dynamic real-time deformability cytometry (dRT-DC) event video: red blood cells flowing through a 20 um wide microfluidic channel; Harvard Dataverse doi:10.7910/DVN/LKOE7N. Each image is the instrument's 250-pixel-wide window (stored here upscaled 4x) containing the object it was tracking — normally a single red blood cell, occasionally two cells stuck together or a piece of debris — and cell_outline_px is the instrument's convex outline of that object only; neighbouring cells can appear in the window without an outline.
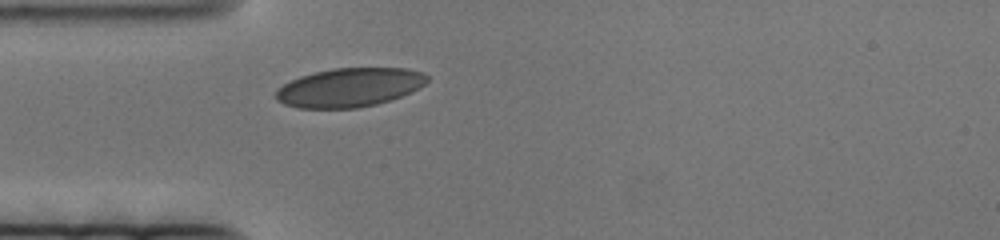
{"species": "human", "species_latin": "Homo sapiens", "temperature_condition": "cold", "stored_images_in_passage": 43, "camera_frame_rate_fps": 3000, "um_per_image_px": 0.085, "donor": {"sex": "female"}, "frame": {"image": 1, "passage_image": 1, "time_ms": 0.0, "image_size_px": [1000, 240], "cell_outline_px": [[428, 80], [424, 84], [400, 96], [376, 104], [356, 108], [296, 108], [284, 104], [276, 100], [276, 88], [300, 76], [332, 68], [408, 68], [424, 72], [428, 76]], "centroid_in_image_um": [29.67, 7.43], "position_along_channel_um": 55.3, "area_um2": 34.1}}
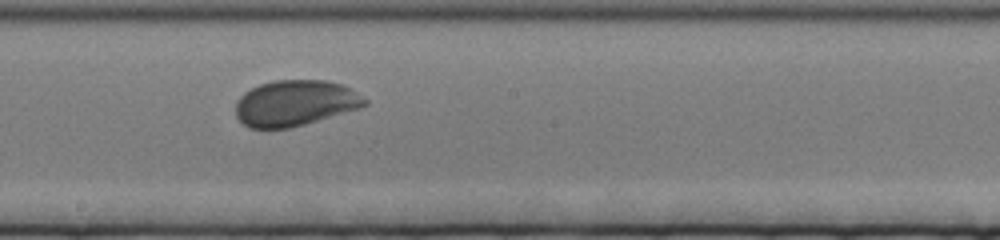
{"frame": {"image": 2, "passage_image": 22, "time_ms": 7.0, "image_size_px": [1000, 240], "cell_outline_px": [[368, 104], [360, 108], [304, 124], [288, 128], [248, 128], [236, 116], [236, 100], [244, 92], [260, 84], [276, 80], [328, 80], [340, 84], [348, 88], [368, 100]], "centroid_in_image_um": [25.06, 8.76], "position_along_channel_um": 223.1, "area_um2": 34.28}}
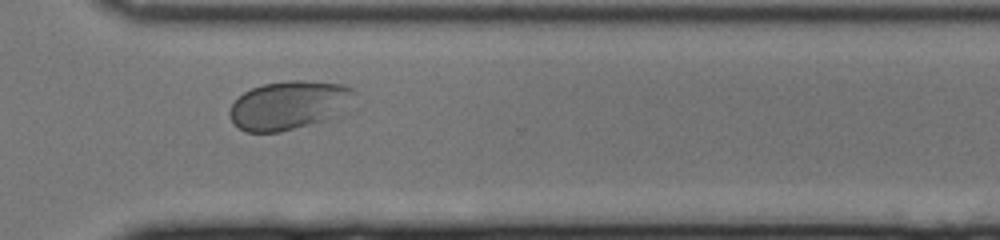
{"frame": {"image": 3, "passage_image": 37, "time_ms": 12.0, "image_size_px": [1000, 240], "cell_outline_px": [[356, 108], [344, 116], [332, 120], [280, 132], [244, 132], [232, 124], [228, 112], [232, 104], [244, 92], [252, 88], [264, 84], [288, 80], [304, 80], [340, 84], [352, 88], [356, 92]], "centroid_in_image_um": [24.72, 8.97], "position_along_channel_um": 345.9, "area_um2": 36.99}}